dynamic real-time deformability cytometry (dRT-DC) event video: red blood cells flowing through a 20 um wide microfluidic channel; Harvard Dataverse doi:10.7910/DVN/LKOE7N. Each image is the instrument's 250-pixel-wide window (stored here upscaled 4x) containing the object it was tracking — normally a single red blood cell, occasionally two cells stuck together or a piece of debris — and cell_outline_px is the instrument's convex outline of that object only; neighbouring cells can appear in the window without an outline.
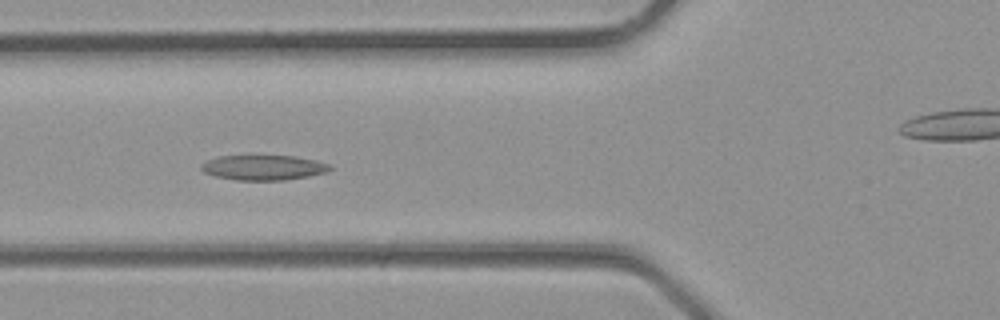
{"species": "common noctule bat (a hibernating species)", "species_latin": "Nyctalus noctula", "temperature_condition": "room temperature", "stored_images_in_passage": 22, "camera_frame_rate_fps": 3000, "um_per_image_px": 0.085, "animal": {"sex": "male", "body_mass_g": 23.1, "forearm_length_mm": 52.7}, "frame": {"image": 1, "passage_image": 4, "time_ms": 1.0, "image_size_px": [1000, 320], "cell_outline_px": [[332, 168], [328, 172], [308, 176], [284, 180], [236, 180], [216, 176], [204, 172], [200, 168], [208, 160], [220, 156], [296, 156], [316, 160], [328, 164]], "centroid_in_image_um": [22.44, 14.24], "position_along_channel_um": 103.4, "area_um2": 18.55}}
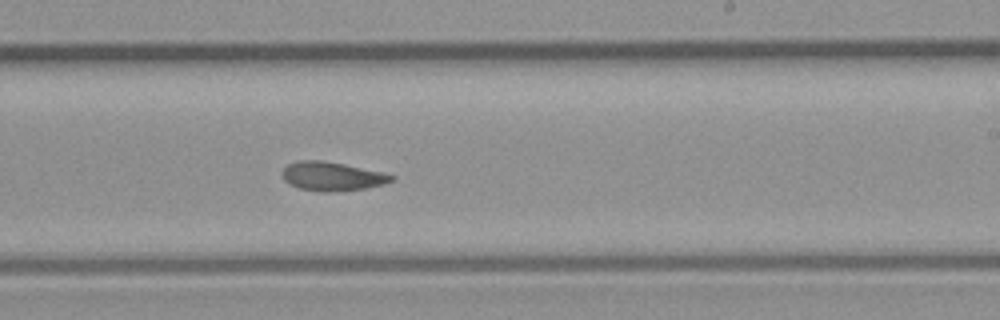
{"frame": {"image": 2, "passage_image": 12, "time_ms": 3.667, "image_size_px": [1000, 320], "cell_outline_px": [[396, 180], [384, 184], [364, 188], [328, 192], [324, 192], [300, 188], [288, 184], [284, 180], [280, 172], [288, 164], [296, 160], [320, 160], [344, 164], [384, 172], [396, 176]], "centroid_in_image_um": [28.22, 14.97], "position_along_channel_um": 260.8, "area_um2": 18.5}}
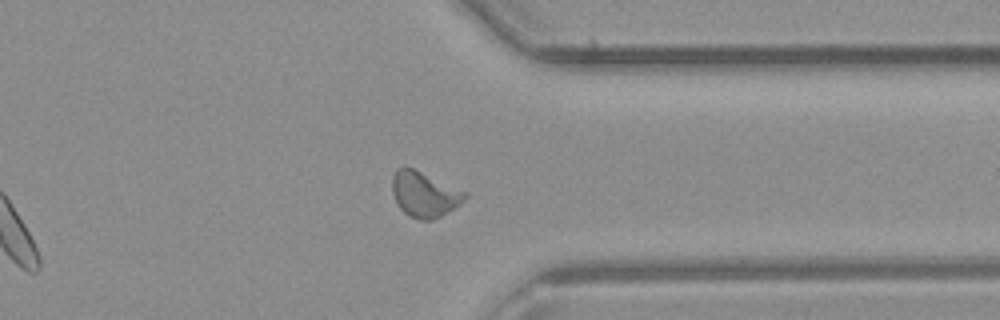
{"frame": {"image": 3, "passage_image": 18, "time_ms": 5.667, "image_size_px": [1000, 320], "cell_outline_px": [[468, 196], [460, 204], [440, 216], [432, 220], [420, 220], [408, 216], [396, 204], [392, 192], [392, 176], [396, 168], [412, 168], [468, 192]], "centroid_in_image_um": [36.06, 16.53], "position_along_channel_um": 375.3, "area_um2": 19.19}}